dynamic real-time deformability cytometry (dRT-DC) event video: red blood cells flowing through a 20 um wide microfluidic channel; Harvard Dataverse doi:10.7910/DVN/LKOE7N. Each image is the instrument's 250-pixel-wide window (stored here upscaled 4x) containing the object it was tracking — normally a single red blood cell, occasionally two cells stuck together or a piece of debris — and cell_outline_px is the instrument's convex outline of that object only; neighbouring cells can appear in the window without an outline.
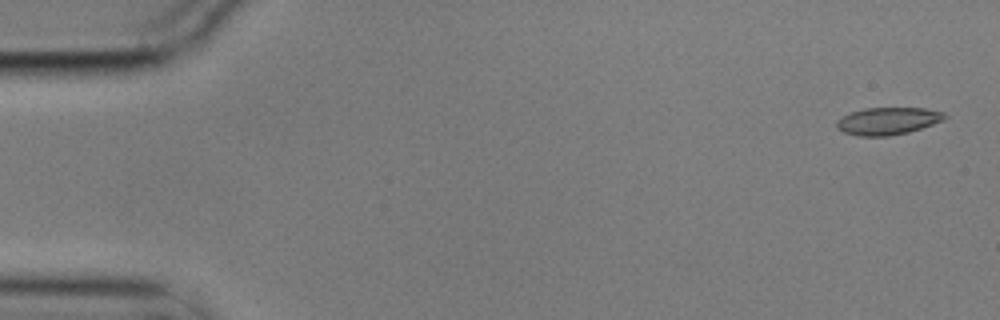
{"species": "common noctule bat (a hibernating species)", "species_latin": "Nyctalus noctula", "temperature_condition": "cold", "stored_images_in_passage": 5, "camera_frame_rate_fps": 3000, "um_per_image_px": 0.085, "animal": {"sex": "male", "body_mass_g": 17.9}, "frame": {"image": 1, "passage_image": 1, "time_ms": 0.0, "image_size_px": [1000, 320], "cell_outline_px": [[948, 116], [944, 120], [908, 132], [888, 136], [860, 136], [844, 132], [836, 128], [836, 120], [852, 112], [864, 108], [924, 108], [944, 112]], "centroid_in_image_um": [75.47, 10.28], "position_along_channel_um": 9.5, "area_um2": 17.11}}